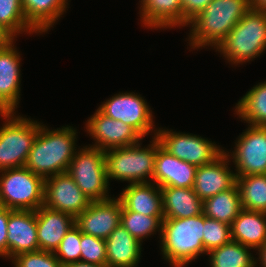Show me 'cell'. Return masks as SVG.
<instances>
[{"mask_svg": "<svg viewBox=\"0 0 266 267\" xmlns=\"http://www.w3.org/2000/svg\"><path fill=\"white\" fill-rule=\"evenodd\" d=\"M40 125L25 167L44 179L67 172L76 152V129L71 126L50 130Z\"/></svg>", "mask_w": 266, "mask_h": 267, "instance_id": "cell-1", "label": "cell"}, {"mask_svg": "<svg viewBox=\"0 0 266 267\" xmlns=\"http://www.w3.org/2000/svg\"><path fill=\"white\" fill-rule=\"evenodd\" d=\"M250 9V0H212L189 21V45L216 48Z\"/></svg>", "mask_w": 266, "mask_h": 267, "instance_id": "cell-2", "label": "cell"}, {"mask_svg": "<svg viewBox=\"0 0 266 267\" xmlns=\"http://www.w3.org/2000/svg\"><path fill=\"white\" fill-rule=\"evenodd\" d=\"M204 214L182 219H163L161 251L172 267H185L205 254L203 246Z\"/></svg>", "mask_w": 266, "mask_h": 267, "instance_id": "cell-3", "label": "cell"}, {"mask_svg": "<svg viewBox=\"0 0 266 267\" xmlns=\"http://www.w3.org/2000/svg\"><path fill=\"white\" fill-rule=\"evenodd\" d=\"M265 49L266 12L252 8L215 48L235 65L260 56Z\"/></svg>", "mask_w": 266, "mask_h": 267, "instance_id": "cell-4", "label": "cell"}, {"mask_svg": "<svg viewBox=\"0 0 266 267\" xmlns=\"http://www.w3.org/2000/svg\"><path fill=\"white\" fill-rule=\"evenodd\" d=\"M160 146L159 139L154 136L151 145L144 148H141V143L138 142L106 150L105 165L108 180L128 181L130 184L152 182L156 152Z\"/></svg>", "mask_w": 266, "mask_h": 267, "instance_id": "cell-5", "label": "cell"}, {"mask_svg": "<svg viewBox=\"0 0 266 267\" xmlns=\"http://www.w3.org/2000/svg\"><path fill=\"white\" fill-rule=\"evenodd\" d=\"M0 206L34 210L44 205L45 179L25 166L0 171Z\"/></svg>", "mask_w": 266, "mask_h": 267, "instance_id": "cell-6", "label": "cell"}, {"mask_svg": "<svg viewBox=\"0 0 266 267\" xmlns=\"http://www.w3.org/2000/svg\"><path fill=\"white\" fill-rule=\"evenodd\" d=\"M7 112L0 127V171L25 165L40 128V122Z\"/></svg>", "mask_w": 266, "mask_h": 267, "instance_id": "cell-7", "label": "cell"}, {"mask_svg": "<svg viewBox=\"0 0 266 267\" xmlns=\"http://www.w3.org/2000/svg\"><path fill=\"white\" fill-rule=\"evenodd\" d=\"M67 173L90 202L110 199L105 151L85 146L75 152ZM108 194V195H107Z\"/></svg>", "mask_w": 266, "mask_h": 267, "instance_id": "cell-8", "label": "cell"}, {"mask_svg": "<svg viewBox=\"0 0 266 267\" xmlns=\"http://www.w3.org/2000/svg\"><path fill=\"white\" fill-rule=\"evenodd\" d=\"M154 136L171 155L197 167L213 162L224 152L216 143L199 135L157 129Z\"/></svg>", "mask_w": 266, "mask_h": 267, "instance_id": "cell-9", "label": "cell"}, {"mask_svg": "<svg viewBox=\"0 0 266 267\" xmlns=\"http://www.w3.org/2000/svg\"><path fill=\"white\" fill-rule=\"evenodd\" d=\"M133 93L116 94L98 109L108 117L130 125L144 138L154 130L152 110L141 95Z\"/></svg>", "mask_w": 266, "mask_h": 267, "instance_id": "cell-10", "label": "cell"}, {"mask_svg": "<svg viewBox=\"0 0 266 267\" xmlns=\"http://www.w3.org/2000/svg\"><path fill=\"white\" fill-rule=\"evenodd\" d=\"M239 136L230 154L236 176L266 174V126L249 125Z\"/></svg>", "mask_w": 266, "mask_h": 267, "instance_id": "cell-11", "label": "cell"}, {"mask_svg": "<svg viewBox=\"0 0 266 267\" xmlns=\"http://www.w3.org/2000/svg\"><path fill=\"white\" fill-rule=\"evenodd\" d=\"M86 129L96 141L90 147L103 151L130 146L143 139L133 127L108 117L99 109L88 119Z\"/></svg>", "mask_w": 266, "mask_h": 267, "instance_id": "cell-12", "label": "cell"}, {"mask_svg": "<svg viewBox=\"0 0 266 267\" xmlns=\"http://www.w3.org/2000/svg\"><path fill=\"white\" fill-rule=\"evenodd\" d=\"M89 204V199L67 172L45 179L44 205L46 207L68 213L76 218Z\"/></svg>", "mask_w": 266, "mask_h": 267, "instance_id": "cell-13", "label": "cell"}, {"mask_svg": "<svg viewBox=\"0 0 266 267\" xmlns=\"http://www.w3.org/2000/svg\"><path fill=\"white\" fill-rule=\"evenodd\" d=\"M122 204L118 198L90 202L75 218V225L86 235L107 239L121 224Z\"/></svg>", "mask_w": 266, "mask_h": 267, "instance_id": "cell-14", "label": "cell"}, {"mask_svg": "<svg viewBox=\"0 0 266 267\" xmlns=\"http://www.w3.org/2000/svg\"><path fill=\"white\" fill-rule=\"evenodd\" d=\"M229 158L224 150L213 162L197 167L193 190L202 201L236 185L237 176L229 169Z\"/></svg>", "mask_w": 266, "mask_h": 267, "instance_id": "cell-15", "label": "cell"}, {"mask_svg": "<svg viewBox=\"0 0 266 267\" xmlns=\"http://www.w3.org/2000/svg\"><path fill=\"white\" fill-rule=\"evenodd\" d=\"M8 259L39 250L36 212L34 210H10L7 224Z\"/></svg>", "mask_w": 266, "mask_h": 267, "instance_id": "cell-16", "label": "cell"}, {"mask_svg": "<svg viewBox=\"0 0 266 267\" xmlns=\"http://www.w3.org/2000/svg\"><path fill=\"white\" fill-rule=\"evenodd\" d=\"M197 166L157 149L153 183L161 187L193 188Z\"/></svg>", "mask_w": 266, "mask_h": 267, "instance_id": "cell-17", "label": "cell"}, {"mask_svg": "<svg viewBox=\"0 0 266 267\" xmlns=\"http://www.w3.org/2000/svg\"><path fill=\"white\" fill-rule=\"evenodd\" d=\"M20 53L14 47V40L0 47V106L6 112H14L20 96Z\"/></svg>", "mask_w": 266, "mask_h": 267, "instance_id": "cell-18", "label": "cell"}, {"mask_svg": "<svg viewBox=\"0 0 266 267\" xmlns=\"http://www.w3.org/2000/svg\"><path fill=\"white\" fill-rule=\"evenodd\" d=\"M35 212L39 250L55 252L66 233L75 225V218L45 205Z\"/></svg>", "mask_w": 266, "mask_h": 267, "instance_id": "cell-19", "label": "cell"}, {"mask_svg": "<svg viewBox=\"0 0 266 267\" xmlns=\"http://www.w3.org/2000/svg\"><path fill=\"white\" fill-rule=\"evenodd\" d=\"M155 183L129 184L118 197L128 211L150 217H164L162 191Z\"/></svg>", "mask_w": 266, "mask_h": 267, "instance_id": "cell-20", "label": "cell"}, {"mask_svg": "<svg viewBox=\"0 0 266 267\" xmlns=\"http://www.w3.org/2000/svg\"><path fill=\"white\" fill-rule=\"evenodd\" d=\"M108 267H136L140 262L142 243L121 224L105 239Z\"/></svg>", "mask_w": 266, "mask_h": 267, "instance_id": "cell-21", "label": "cell"}, {"mask_svg": "<svg viewBox=\"0 0 266 267\" xmlns=\"http://www.w3.org/2000/svg\"><path fill=\"white\" fill-rule=\"evenodd\" d=\"M231 239L259 250L266 242V213L242 209L231 225Z\"/></svg>", "mask_w": 266, "mask_h": 267, "instance_id": "cell-22", "label": "cell"}, {"mask_svg": "<svg viewBox=\"0 0 266 267\" xmlns=\"http://www.w3.org/2000/svg\"><path fill=\"white\" fill-rule=\"evenodd\" d=\"M141 21L152 28H173L183 25V6L180 0H141Z\"/></svg>", "mask_w": 266, "mask_h": 267, "instance_id": "cell-23", "label": "cell"}, {"mask_svg": "<svg viewBox=\"0 0 266 267\" xmlns=\"http://www.w3.org/2000/svg\"><path fill=\"white\" fill-rule=\"evenodd\" d=\"M164 219H182L203 214V201L193 188L161 187Z\"/></svg>", "mask_w": 266, "mask_h": 267, "instance_id": "cell-24", "label": "cell"}, {"mask_svg": "<svg viewBox=\"0 0 266 267\" xmlns=\"http://www.w3.org/2000/svg\"><path fill=\"white\" fill-rule=\"evenodd\" d=\"M68 0H21L27 23L36 33L47 32L65 12Z\"/></svg>", "mask_w": 266, "mask_h": 267, "instance_id": "cell-25", "label": "cell"}, {"mask_svg": "<svg viewBox=\"0 0 266 267\" xmlns=\"http://www.w3.org/2000/svg\"><path fill=\"white\" fill-rule=\"evenodd\" d=\"M237 185L203 201V214L211 219L232 225L242 210Z\"/></svg>", "mask_w": 266, "mask_h": 267, "instance_id": "cell-26", "label": "cell"}, {"mask_svg": "<svg viewBox=\"0 0 266 267\" xmlns=\"http://www.w3.org/2000/svg\"><path fill=\"white\" fill-rule=\"evenodd\" d=\"M235 112L250 125L266 126V82L251 88L238 101Z\"/></svg>", "mask_w": 266, "mask_h": 267, "instance_id": "cell-27", "label": "cell"}, {"mask_svg": "<svg viewBox=\"0 0 266 267\" xmlns=\"http://www.w3.org/2000/svg\"><path fill=\"white\" fill-rule=\"evenodd\" d=\"M243 209L266 213V174L236 178Z\"/></svg>", "mask_w": 266, "mask_h": 267, "instance_id": "cell-28", "label": "cell"}, {"mask_svg": "<svg viewBox=\"0 0 266 267\" xmlns=\"http://www.w3.org/2000/svg\"><path fill=\"white\" fill-rule=\"evenodd\" d=\"M247 246L230 241L223 246L208 252L211 267H257V260Z\"/></svg>", "mask_w": 266, "mask_h": 267, "instance_id": "cell-29", "label": "cell"}, {"mask_svg": "<svg viewBox=\"0 0 266 267\" xmlns=\"http://www.w3.org/2000/svg\"><path fill=\"white\" fill-rule=\"evenodd\" d=\"M164 217H150L137 212L128 211L122 206L121 225L140 242L156 231L162 229V221Z\"/></svg>", "mask_w": 266, "mask_h": 267, "instance_id": "cell-30", "label": "cell"}, {"mask_svg": "<svg viewBox=\"0 0 266 267\" xmlns=\"http://www.w3.org/2000/svg\"><path fill=\"white\" fill-rule=\"evenodd\" d=\"M0 24L14 37L21 32L36 33L26 21L21 0H0Z\"/></svg>", "mask_w": 266, "mask_h": 267, "instance_id": "cell-31", "label": "cell"}, {"mask_svg": "<svg viewBox=\"0 0 266 267\" xmlns=\"http://www.w3.org/2000/svg\"><path fill=\"white\" fill-rule=\"evenodd\" d=\"M231 240V225L204 215L203 246L206 254Z\"/></svg>", "mask_w": 266, "mask_h": 267, "instance_id": "cell-32", "label": "cell"}, {"mask_svg": "<svg viewBox=\"0 0 266 267\" xmlns=\"http://www.w3.org/2000/svg\"><path fill=\"white\" fill-rule=\"evenodd\" d=\"M80 250V229L74 225L66 233L54 254L61 265L65 267L70 263L80 261Z\"/></svg>", "mask_w": 266, "mask_h": 267, "instance_id": "cell-33", "label": "cell"}, {"mask_svg": "<svg viewBox=\"0 0 266 267\" xmlns=\"http://www.w3.org/2000/svg\"><path fill=\"white\" fill-rule=\"evenodd\" d=\"M80 261L106 265L105 239L86 235L80 231Z\"/></svg>", "mask_w": 266, "mask_h": 267, "instance_id": "cell-34", "label": "cell"}, {"mask_svg": "<svg viewBox=\"0 0 266 267\" xmlns=\"http://www.w3.org/2000/svg\"><path fill=\"white\" fill-rule=\"evenodd\" d=\"M12 260L15 267H63L54 252L42 250L22 253Z\"/></svg>", "mask_w": 266, "mask_h": 267, "instance_id": "cell-35", "label": "cell"}, {"mask_svg": "<svg viewBox=\"0 0 266 267\" xmlns=\"http://www.w3.org/2000/svg\"><path fill=\"white\" fill-rule=\"evenodd\" d=\"M183 6V26L202 11L212 0H180Z\"/></svg>", "mask_w": 266, "mask_h": 267, "instance_id": "cell-36", "label": "cell"}, {"mask_svg": "<svg viewBox=\"0 0 266 267\" xmlns=\"http://www.w3.org/2000/svg\"><path fill=\"white\" fill-rule=\"evenodd\" d=\"M9 208L0 206V256L8 258L7 224Z\"/></svg>", "mask_w": 266, "mask_h": 267, "instance_id": "cell-37", "label": "cell"}, {"mask_svg": "<svg viewBox=\"0 0 266 267\" xmlns=\"http://www.w3.org/2000/svg\"><path fill=\"white\" fill-rule=\"evenodd\" d=\"M15 37L2 25L0 24V47L9 45Z\"/></svg>", "mask_w": 266, "mask_h": 267, "instance_id": "cell-38", "label": "cell"}, {"mask_svg": "<svg viewBox=\"0 0 266 267\" xmlns=\"http://www.w3.org/2000/svg\"><path fill=\"white\" fill-rule=\"evenodd\" d=\"M65 267H108L107 265H99L95 263L77 261L66 265Z\"/></svg>", "mask_w": 266, "mask_h": 267, "instance_id": "cell-39", "label": "cell"}, {"mask_svg": "<svg viewBox=\"0 0 266 267\" xmlns=\"http://www.w3.org/2000/svg\"><path fill=\"white\" fill-rule=\"evenodd\" d=\"M250 6L252 9L266 12V0H250Z\"/></svg>", "mask_w": 266, "mask_h": 267, "instance_id": "cell-40", "label": "cell"}, {"mask_svg": "<svg viewBox=\"0 0 266 267\" xmlns=\"http://www.w3.org/2000/svg\"><path fill=\"white\" fill-rule=\"evenodd\" d=\"M258 254H259V261H260V265L262 267H266V242L263 244V246L258 250Z\"/></svg>", "mask_w": 266, "mask_h": 267, "instance_id": "cell-41", "label": "cell"}, {"mask_svg": "<svg viewBox=\"0 0 266 267\" xmlns=\"http://www.w3.org/2000/svg\"><path fill=\"white\" fill-rule=\"evenodd\" d=\"M7 112L0 106V115L3 117Z\"/></svg>", "mask_w": 266, "mask_h": 267, "instance_id": "cell-42", "label": "cell"}]
</instances>
